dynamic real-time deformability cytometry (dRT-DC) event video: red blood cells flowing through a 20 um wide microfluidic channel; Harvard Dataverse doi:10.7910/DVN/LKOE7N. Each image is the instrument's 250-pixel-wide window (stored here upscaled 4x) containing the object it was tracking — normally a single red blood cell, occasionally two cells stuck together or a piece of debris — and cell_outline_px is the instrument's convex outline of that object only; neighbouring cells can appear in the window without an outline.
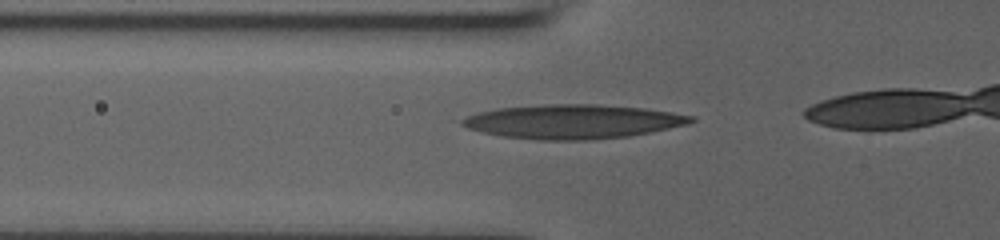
{"species": "human", "species_latin": "Homo sapiens", "temperature_condition": "room temperature", "stored_images_in_passage": 27, "camera_frame_rate_fps": 3000, "um_per_image_px": 0.085, "donor": {"sex": "male"}, "frame": {"image": 1, "passage_image": 15, "time_ms": 4.667, "image_size_px": [1000, 240], "cell_outline_px": [[696, 120], [688, 124], [628, 136], [588, 140], [540, 140], [504, 136], [484, 132], [468, 128], [460, 124], [460, 120], [468, 116], [480, 112], [496, 108], [544, 104], [596, 104], [644, 108], [672, 112], [696, 116]], "centroid_in_image_um": [48.71, 10.32], "position_along_channel_um": 77.1, "area_um2": 45.37}}
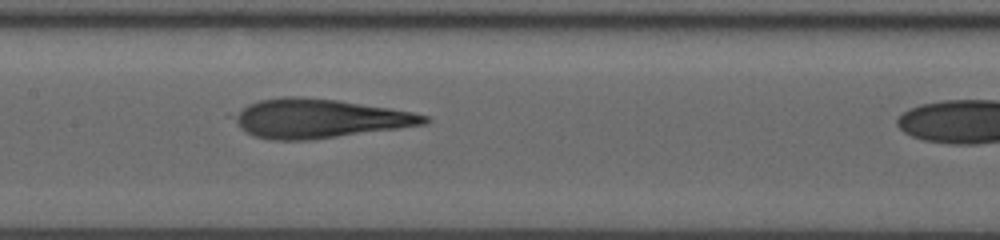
{"frame": {"image": 2, "passage_image": 23, "time_ms": 7.333, "image_size_px": [1000, 240], "cell_outline_px": [[432, 120], [424, 124], [400, 128], [308, 140], [276, 140], [256, 136], [240, 128], [228, 116], [248, 104], [260, 100], [284, 96], [300, 96], [336, 100], [392, 108], [412, 112], [428, 116]], "centroid_in_image_um": [27.1, 10.06], "position_along_channel_um": 180.3, "area_um2": 43.23}}
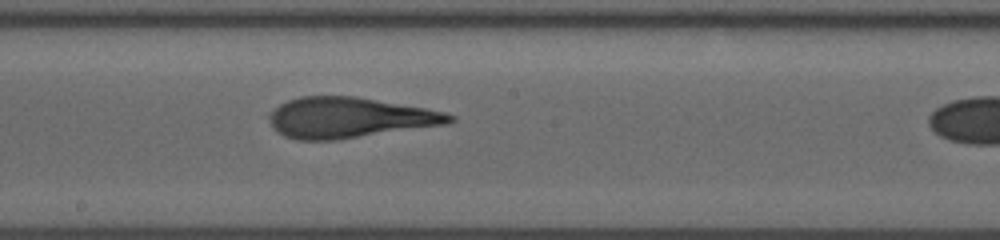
{"frame": {"image": 3, "passage_image": 26, "time_ms": 8.333, "image_size_px": [1000, 240], "cell_outline_px": [[456, 120], [448, 124], [332, 140], [296, 140], [284, 136], [276, 132], [268, 116], [280, 104], [288, 100], [300, 96], [356, 96], [428, 108], [444, 112], [456, 116]], "centroid_in_image_um": [29.72, 9.99], "position_along_channel_um": 218.5, "area_um2": 42.54}}